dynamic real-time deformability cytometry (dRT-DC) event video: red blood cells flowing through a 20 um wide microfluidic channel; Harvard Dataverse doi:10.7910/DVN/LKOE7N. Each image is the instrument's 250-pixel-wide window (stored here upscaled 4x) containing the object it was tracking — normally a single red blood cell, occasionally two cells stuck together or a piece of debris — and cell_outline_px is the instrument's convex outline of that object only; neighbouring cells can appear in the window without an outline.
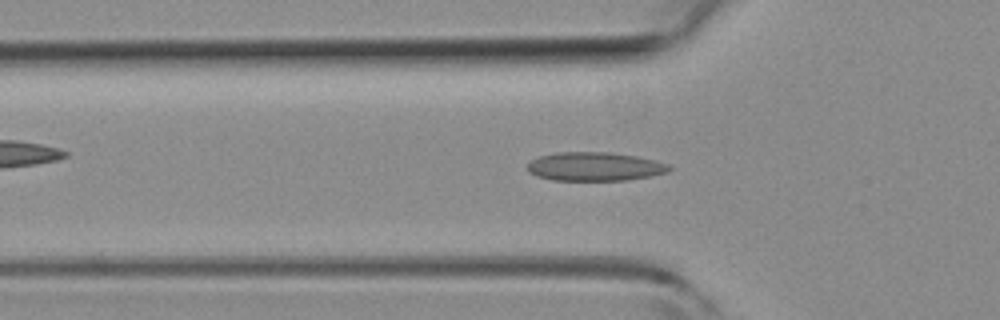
{"species": "common noctule bat (a hibernating species)", "species_latin": "Nyctalus noctula", "temperature_condition": "room temperature", "stored_images_in_passage": 49, "camera_frame_rate_fps": 3000, "um_per_image_px": 0.085, "animal": {"sex": "female", "body_mass_g": 19.3, "forearm_length_mm": 54.1}, "frame": {"image": 1, "passage_image": 15, "time_ms": 4.667, "image_size_px": [1000, 320], "cell_outline_px": [[672, 168], [668, 172], [652, 176], [628, 180], [552, 180], [536, 176], [528, 172], [528, 164], [532, 160], [540, 156], [556, 152], [608, 152], [636, 156], [668, 164]], "centroid_in_image_um": [50.55, 14.16], "position_along_channel_um": 75.3, "area_um2": 23.7}}
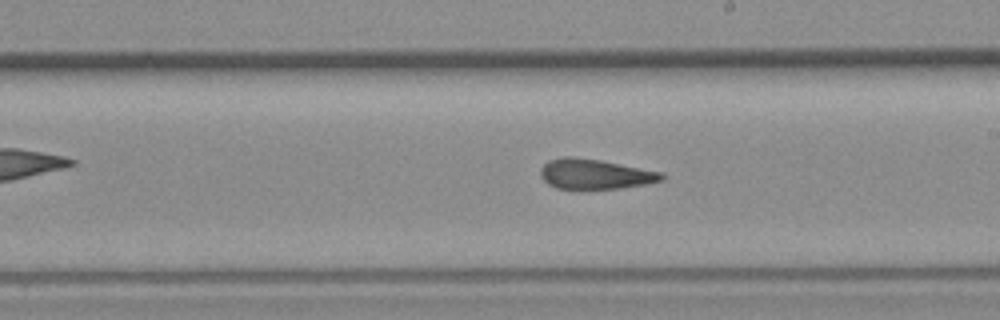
{"frame": {"image": 2, "passage_image": 27, "time_ms": 8.667, "image_size_px": [1000, 320], "cell_outline_px": [[668, 176], [664, 180], [648, 184], [620, 188], [580, 192], [556, 188], [548, 184], [540, 176], [540, 168], [548, 160], [564, 156], [572, 156], [600, 160], [664, 172]], "centroid_in_image_um": [50.59, 14.84], "position_along_channel_um": 238.4, "area_um2": 22.31}}
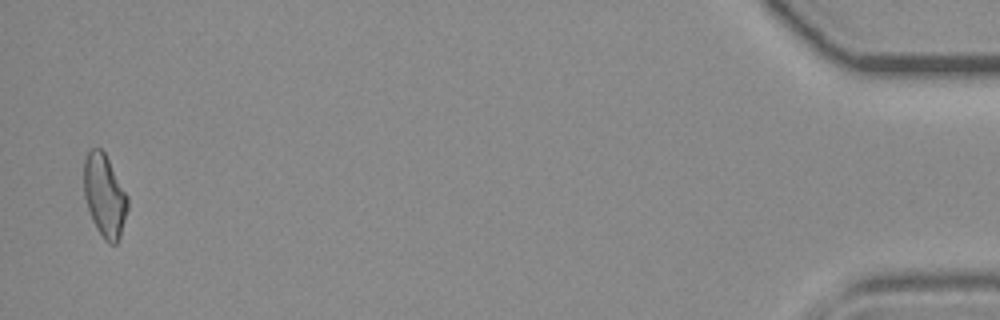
{"frame": {"image": 3, "passage_image": 48, "time_ms": 15.667, "image_size_px": [1000, 320], "cell_outline_px": [[128, 208], [120, 240], [116, 244], [108, 244], [104, 240], [96, 228], [92, 220], [84, 196], [84, 160], [88, 152], [92, 148], [100, 148], [104, 152], [128, 196]], "centroid_in_image_um": [8.9, 16.68], "position_along_channel_um": 426.3, "area_um2": 21.15}, "authors_computed_cell_mechanics": {"area_um2": 21.6172, "velocity_mm_per_s": 4.0647, "shape_relaxation_time_tau1_ms": null, "shape_relaxation_time_tau2_ms": 3.3923, "deformation_change_tau1": null, "deformation_change_tau2": 0.1056}}